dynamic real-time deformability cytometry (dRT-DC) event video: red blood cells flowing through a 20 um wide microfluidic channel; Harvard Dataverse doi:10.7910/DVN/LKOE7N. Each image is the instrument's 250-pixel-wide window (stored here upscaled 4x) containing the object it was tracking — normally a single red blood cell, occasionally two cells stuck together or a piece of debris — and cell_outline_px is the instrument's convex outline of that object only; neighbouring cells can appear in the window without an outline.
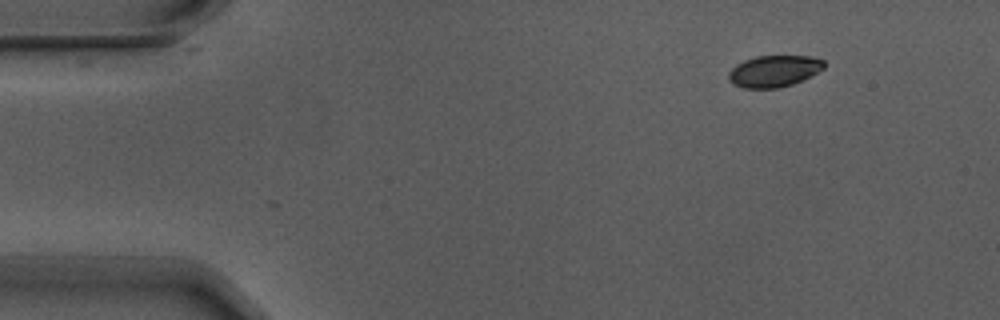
{"species": "Egyptian fruit bat (a non-hibernating species)", "species_latin": "Rousettus aegyptiacus", "temperature_condition": "warm", "stored_images_in_passage": 9, "camera_frame_rate_fps": 3000, "um_per_image_px": 0.085, "animal": {"sex": "male"}, "frame": {"image": 1, "passage_image": 1, "time_ms": 0.0, "image_size_px": [1000, 320], "cell_outline_px": [[824, 68], [792, 84], [776, 88], [744, 88], [732, 84], [728, 80], [728, 72], [736, 64], [744, 60], [756, 56], [808, 56], [824, 60]], "centroid_in_image_um": [65.73, 6.04], "position_along_channel_um": 19.3, "area_um2": 17.4}}
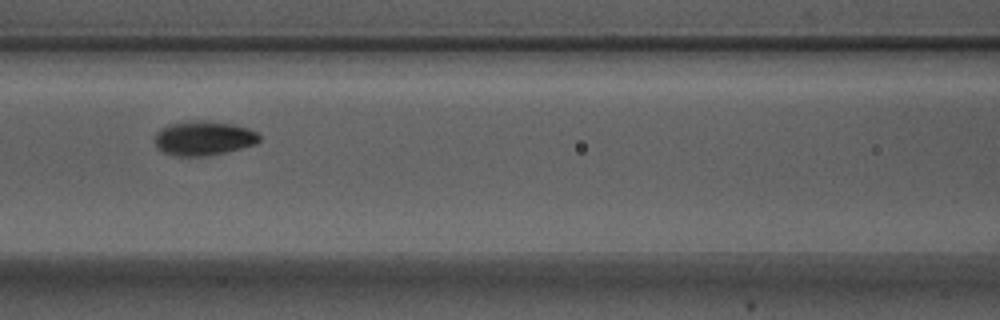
{"frame": {"image": 2, "passage_image": 6, "time_ms": 1.667, "image_size_px": [1000, 320], "cell_outline_px": [[260, 140], [256, 144], [224, 152], [204, 156], [176, 156], [164, 152], [156, 144], [156, 132], [160, 128], [168, 124], [196, 120], [204, 120], [232, 124], [248, 128], [256, 132], [260, 136]], "centroid_in_image_um": [17.31, 11.73], "position_along_channel_um": 149.3, "area_um2": 20.75}}
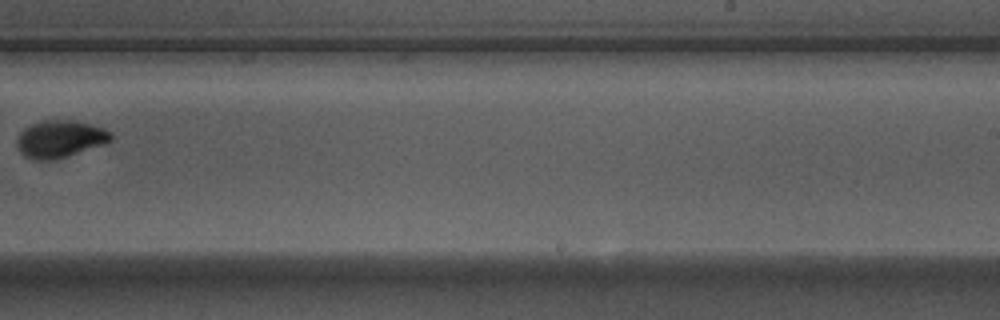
{"frame": {"image": 3, "passage_image": 9, "time_ms": 2.667, "image_size_px": [1000, 320], "cell_outline_px": [[112, 140], [64, 156], [48, 160], [36, 160], [24, 156], [20, 152], [16, 144], [16, 140], [20, 132], [24, 128], [40, 120], [76, 120], [104, 128], [112, 132]], "centroid_in_image_um": [5.05, 11.78], "position_along_channel_um": 284.0, "area_um2": 20.06}}